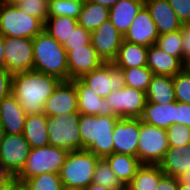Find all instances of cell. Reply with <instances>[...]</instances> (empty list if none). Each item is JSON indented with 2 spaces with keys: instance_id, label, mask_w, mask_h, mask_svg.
Listing matches in <instances>:
<instances>
[{
  "instance_id": "1",
  "label": "cell",
  "mask_w": 190,
  "mask_h": 190,
  "mask_svg": "<svg viewBox=\"0 0 190 190\" xmlns=\"http://www.w3.org/2000/svg\"><path fill=\"white\" fill-rule=\"evenodd\" d=\"M61 81L36 70L18 72L12 77V94L27 115L43 113L46 100Z\"/></svg>"
},
{
  "instance_id": "2",
  "label": "cell",
  "mask_w": 190,
  "mask_h": 190,
  "mask_svg": "<svg viewBox=\"0 0 190 190\" xmlns=\"http://www.w3.org/2000/svg\"><path fill=\"white\" fill-rule=\"evenodd\" d=\"M118 119L117 116L80 114L81 149H86L103 159L111 155L113 153V128Z\"/></svg>"
},
{
  "instance_id": "3",
  "label": "cell",
  "mask_w": 190,
  "mask_h": 190,
  "mask_svg": "<svg viewBox=\"0 0 190 190\" xmlns=\"http://www.w3.org/2000/svg\"><path fill=\"white\" fill-rule=\"evenodd\" d=\"M33 41V70L68 80L67 51L45 30Z\"/></svg>"
},
{
  "instance_id": "4",
  "label": "cell",
  "mask_w": 190,
  "mask_h": 190,
  "mask_svg": "<svg viewBox=\"0 0 190 190\" xmlns=\"http://www.w3.org/2000/svg\"><path fill=\"white\" fill-rule=\"evenodd\" d=\"M44 23L23 12L14 2H0V34L4 37L35 38L44 30Z\"/></svg>"
},
{
  "instance_id": "5",
  "label": "cell",
  "mask_w": 190,
  "mask_h": 190,
  "mask_svg": "<svg viewBox=\"0 0 190 190\" xmlns=\"http://www.w3.org/2000/svg\"><path fill=\"white\" fill-rule=\"evenodd\" d=\"M100 158L86 149L68 152L60 171L63 186L82 190L92 183Z\"/></svg>"
},
{
  "instance_id": "6",
  "label": "cell",
  "mask_w": 190,
  "mask_h": 190,
  "mask_svg": "<svg viewBox=\"0 0 190 190\" xmlns=\"http://www.w3.org/2000/svg\"><path fill=\"white\" fill-rule=\"evenodd\" d=\"M68 152L66 149L51 145L32 148L26 163L15 177L22 183L43 173H60Z\"/></svg>"
},
{
  "instance_id": "7",
  "label": "cell",
  "mask_w": 190,
  "mask_h": 190,
  "mask_svg": "<svg viewBox=\"0 0 190 190\" xmlns=\"http://www.w3.org/2000/svg\"><path fill=\"white\" fill-rule=\"evenodd\" d=\"M79 118V113L47 117L49 145L66 149L69 152L80 150Z\"/></svg>"
},
{
  "instance_id": "8",
  "label": "cell",
  "mask_w": 190,
  "mask_h": 190,
  "mask_svg": "<svg viewBox=\"0 0 190 190\" xmlns=\"http://www.w3.org/2000/svg\"><path fill=\"white\" fill-rule=\"evenodd\" d=\"M169 146L165 129L147 124L140 119L138 159L142 164L158 165Z\"/></svg>"
},
{
  "instance_id": "9",
  "label": "cell",
  "mask_w": 190,
  "mask_h": 190,
  "mask_svg": "<svg viewBox=\"0 0 190 190\" xmlns=\"http://www.w3.org/2000/svg\"><path fill=\"white\" fill-rule=\"evenodd\" d=\"M108 109L119 118H141L146 93L142 90L124 86L120 90L112 91L106 98Z\"/></svg>"
},
{
  "instance_id": "10",
  "label": "cell",
  "mask_w": 190,
  "mask_h": 190,
  "mask_svg": "<svg viewBox=\"0 0 190 190\" xmlns=\"http://www.w3.org/2000/svg\"><path fill=\"white\" fill-rule=\"evenodd\" d=\"M80 79L103 99L112 91L125 86L123 71L113 62L104 63L99 68L82 75Z\"/></svg>"
},
{
  "instance_id": "11",
  "label": "cell",
  "mask_w": 190,
  "mask_h": 190,
  "mask_svg": "<svg viewBox=\"0 0 190 190\" xmlns=\"http://www.w3.org/2000/svg\"><path fill=\"white\" fill-rule=\"evenodd\" d=\"M31 148L22 134H5L0 142V163L10 176H16L27 161Z\"/></svg>"
},
{
  "instance_id": "12",
  "label": "cell",
  "mask_w": 190,
  "mask_h": 190,
  "mask_svg": "<svg viewBox=\"0 0 190 190\" xmlns=\"http://www.w3.org/2000/svg\"><path fill=\"white\" fill-rule=\"evenodd\" d=\"M5 68L12 74L33 70V41L4 37Z\"/></svg>"
},
{
  "instance_id": "13",
  "label": "cell",
  "mask_w": 190,
  "mask_h": 190,
  "mask_svg": "<svg viewBox=\"0 0 190 190\" xmlns=\"http://www.w3.org/2000/svg\"><path fill=\"white\" fill-rule=\"evenodd\" d=\"M140 118H119L113 128V153L138 157Z\"/></svg>"
},
{
  "instance_id": "14",
  "label": "cell",
  "mask_w": 190,
  "mask_h": 190,
  "mask_svg": "<svg viewBox=\"0 0 190 190\" xmlns=\"http://www.w3.org/2000/svg\"><path fill=\"white\" fill-rule=\"evenodd\" d=\"M43 113L47 117L78 113L77 91L72 80L61 81L46 100Z\"/></svg>"
},
{
  "instance_id": "15",
  "label": "cell",
  "mask_w": 190,
  "mask_h": 190,
  "mask_svg": "<svg viewBox=\"0 0 190 190\" xmlns=\"http://www.w3.org/2000/svg\"><path fill=\"white\" fill-rule=\"evenodd\" d=\"M122 41L123 36L109 20L91 32V44L105 63L115 60Z\"/></svg>"
},
{
  "instance_id": "16",
  "label": "cell",
  "mask_w": 190,
  "mask_h": 190,
  "mask_svg": "<svg viewBox=\"0 0 190 190\" xmlns=\"http://www.w3.org/2000/svg\"><path fill=\"white\" fill-rule=\"evenodd\" d=\"M68 80L80 78L105 62L98 55L91 42L83 47H73L67 52Z\"/></svg>"
},
{
  "instance_id": "17",
  "label": "cell",
  "mask_w": 190,
  "mask_h": 190,
  "mask_svg": "<svg viewBox=\"0 0 190 190\" xmlns=\"http://www.w3.org/2000/svg\"><path fill=\"white\" fill-rule=\"evenodd\" d=\"M158 36L156 25L149 10L144 5L134 18L123 39L137 45L149 47L156 44Z\"/></svg>"
},
{
  "instance_id": "18",
  "label": "cell",
  "mask_w": 190,
  "mask_h": 190,
  "mask_svg": "<svg viewBox=\"0 0 190 190\" xmlns=\"http://www.w3.org/2000/svg\"><path fill=\"white\" fill-rule=\"evenodd\" d=\"M72 81L77 91L79 114L115 116L108 109L106 99L97 95L94 90L87 86L80 78L72 79Z\"/></svg>"
},
{
  "instance_id": "19",
  "label": "cell",
  "mask_w": 190,
  "mask_h": 190,
  "mask_svg": "<svg viewBox=\"0 0 190 190\" xmlns=\"http://www.w3.org/2000/svg\"><path fill=\"white\" fill-rule=\"evenodd\" d=\"M27 114L11 93L0 102V121L5 134H22Z\"/></svg>"
},
{
  "instance_id": "20",
  "label": "cell",
  "mask_w": 190,
  "mask_h": 190,
  "mask_svg": "<svg viewBox=\"0 0 190 190\" xmlns=\"http://www.w3.org/2000/svg\"><path fill=\"white\" fill-rule=\"evenodd\" d=\"M145 6L151 14L159 35L181 29L182 23L167 0H145Z\"/></svg>"
},
{
  "instance_id": "21",
  "label": "cell",
  "mask_w": 190,
  "mask_h": 190,
  "mask_svg": "<svg viewBox=\"0 0 190 190\" xmlns=\"http://www.w3.org/2000/svg\"><path fill=\"white\" fill-rule=\"evenodd\" d=\"M146 66L154 75L173 77L183 70L184 63L178 57L168 55L159 46L153 44L148 47Z\"/></svg>"
},
{
  "instance_id": "22",
  "label": "cell",
  "mask_w": 190,
  "mask_h": 190,
  "mask_svg": "<svg viewBox=\"0 0 190 190\" xmlns=\"http://www.w3.org/2000/svg\"><path fill=\"white\" fill-rule=\"evenodd\" d=\"M144 5L145 0H119L109 9V21L124 36Z\"/></svg>"
},
{
  "instance_id": "23",
  "label": "cell",
  "mask_w": 190,
  "mask_h": 190,
  "mask_svg": "<svg viewBox=\"0 0 190 190\" xmlns=\"http://www.w3.org/2000/svg\"><path fill=\"white\" fill-rule=\"evenodd\" d=\"M165 175L182 178L190 171V143L182 147H169L158 164Z\"/></svg>"
},
{
  "instance_id": "24",
  "label": "cell",
  "mask_w": 190,
  "mask_h": 190,
  "mask_svg": "<svg viewBox=\"0 0 190 190\" xmlns=\"http://www.w3.org/2000/svg\"><path fill=\"white\" fill-rule=\"evenodd\" d=\"M140 119L147 124L166 130L176 124V102L159 104L146 101Z\"/></svg>"
},
{
  "instance_id": "25",
  "label": "cell",
  "mask_w": 190,
  "mask_h": 190,
  "mask_svg": "<svg viewBox=\"0 0 190 190\" xmlns=\"http://www.w3.org/2000/svg\"><path fill=\"white\" fill-rule=\"evenodd\" d=\"M22 135L31 149L48 146L47 116L44 113L28 114Z\"/></svg>"
},
{
  "instance_id": "26",
  "label": "cell",
  "mask_w": 190,
  "mask_h": 190,
  "mask_svg": "<svg viewBox=\"0 0 190 190\" xmlns=\"http://www.w3.org/2000/svg\"><path fill=\"white\" fill-rule=\"evenodd\" d=\"M148 47L137 45L123 39L113 63L121 68H137L146 66Z\"/></svg>"
},
{
  "instance_id": "27",
  "label": "cell",
  "mask_w": 190,
  "mask_h": 190,
  "mask_svg": "<svg viewBox=\"0 0 190 190\" xmlns=\"http://www.w3.org/2000/svg\"><path fill=\"white\" fill-rule=\"evenodd\" d=\"M146 93V101L159 104L176 102L173 77L153 75Z\"/></svg>"
},
{
  "instance_id": "28",
  "label": "cell",
  "mask_w": 190,
  "mask_h": 190,
  "mask_svg": "<svg viewBox=\"0 0 190 190\" xmlns=\"http://www.w3.org/2000/svg\"><path fill=\"white\" fill-rule=\"evenodd\" d=\"M120 182L127 186L142 166L138 157L112 153L104 158Z\"/></svg>"
},
{
  "instance_id": "29",
  "label": "cell",
  "mask_w": 190,
  "mask_h": 190,
  "mask_svg": "<svg viewBox=\"0 0 190 190\" xmlns=\"http://www.w3.org/2000/svg\"><path fill=\"white\" fill-rule=\"evenodd\" d=\"M109 13V8L104 5L84 0L77 19L78 25L90 32L95 31L103 22L109 20Z\"/></svg>"
},
{
  "instance_id": "30",
  "label": "cell",
  "mask_w": 190,
  "mask_h": 190,
  "mask_svg": "<svg viewBox=\"0 0 190 190\" xmlns=\"http://www.w3.org/2000/svg\"><path fill=\"white\" fill-rule=\"evenodd\" d=\"M163 175L159 165L142 164L127 186L131 190H156Z\"/></svg>"
},
{
  "instance_id": "31",
  "label": "cell",
  "mask_w": 190,
  "mask_h": 190,
  "mask_svg": "<svg viewBox=\"0 0 190 190\" xmlns=\"http://www.w3.org/2000/svg\"><path fill=\"white\" fill-rule=\"evenodd\" d=\"M77 25V19L67 16L48 17L44 25V30L63 45L69 39V36Z\"/></svg>"
},
{
  "instance_id": "32",
  "label": "cell",
  "mask_w": 190,
  "mask_h": 190,
  "mask_svg": "<svg viewBox=\"0 0 190 190\" xmlns=\"http://www.w3.org/2000/svg\"><path fill=\"white\" fill-rule=\"evenodd\" d=\"M92 183L101 185L110 190H120L124 185L120 182L110 165L103 158L96 163Z\"/></svg>"
},
{
  "instance_id": "33",
  "label": "cell",
  "mask_w": 190,
  "mask_h": 190,
  "mask_svg": "<svg viewBox=\"0 0 190 190\" xmlns=\"http://www.w3.org/2000/svg\"><path fill=\"white\" fill-rule=\"evenodd\" d=\"M125 86L147 91L153 72L147 67L122 69Z\"/></svg>"
},
{
  "instance_id": "34",
  "label": "cell",
  "mask_w": 190,
  "mask_h": 190,
  "mask_svg": "<svg viewBox=\"0 0 190 190\" xmlns=\"http://www.w3.org/2000/svg\"><path fill=\"white\" fill-rule=\"evenodd\" d=\"M84 0H49L48 17L67 16L78 19Z\"/></svg>"
},
{
  "instance_id": "35",
  "label": "cell",
  "mask_w": 190,
  "mask_h": 190,
  "mask_svg": "<svg viewBox=\"0 0 190 190\" xmlns=\"http://www.w3.org/2000/svg\"><path fill=\"white\" fill-rule=\"evenodd\" d=\"M27 190H61L60 173H43L22 182Z\"/></svg>"
},
{
  "instance_id": "36",
  "label": "cell",
  "mask_w": 190,
  "mask_h": 190,
  "mask_svg": "<svg viewBox=\"0 0 190 190\" xmlns=\"http://www.w3.org/2000/svg\"><path fill=\"white\" fill-rule=\"evenodd\" d=\"M156 45L168 55L178 57L182 61V33L181 30L160 34Z\"/></svg>"
},
{
  "instance_id": "37",
  "label": "cell",
  "mask_w": 190,
  "mask_h": 190,
  "mask_svg": "<svg viewBox=\"0 0 190 190\" xmlns=\"http://www.w3.org/2000/svg\"><path fill=\"white\" fill-rule=\"evenodd\" d=\"M14 4L23 12L39 18L45 24L48 18L49 0H15Z\"/></svg>"
},
{
  "instance_id": "38",
  "label": "cell",
  "mask_w": 190,
  "mask_h": 190,
  "mask_svg": "<svg viewBox=\"0 0 190 190\" xmlns=\"http://www.w3.org/2000/svg\"><path fill=\"white\" fill-rule=\"evenodd\" d=\"M169 147H182L190 143V127L181 124L171 125L166 129Z\"/></svg>"
},
{
  "instance_id": "39",
  "label": "cell",
  "mask_w": 190,
  "mask_h": 190,
  "mask_svg": "<svg viewBox=\"0 0 190 190\" xmlns=\"http://www.w3.org/2000/svg\"><path fill=\"white\" fill-rule=\"evenodd\" d=\"M173 84L176 101L190 104V75L182 70L173 76Z\"/></svg>"
},
{
  "instance_id": "40",
  "label": "cell",
  "mask_w": 190,
  "mask_h": 190,
  "mask_svg": "<svg viewBox=\"0 0 190 190\" xmlns=\"http://www.w3.org/2000/svg\"><path fill=\"white\" fill-rule=\"evenodd\" d=\"M91 42V32L85 30L82 26L77 27L72 31L69 39L63 44V47L68 52L73 50V47H83Z\"/></svg>"
},
{
  "instance_id": "41",
  "label": "cell",
  "mask_w": 190,
  "mask_h": 190,
  "mask_svg": "<svg viewBox=\"0 0 190 190\" xmlns=\"http://www.w3.org/2000/svg\"><path fill=\"white\" fill-rule=\"evenodd\" d=\"M182 24L190 23V0H167Z\"/></svg>"
},
{
  "instance_id": "42",
  "label": "cell",
  "mask_w": 190,
  "mask_h": 190,
  "mask_svg": "<svg viewBox=\"0 0 190 190\" xmlns=\"http://www.w3.org/2000/svg\"><path fill=\"white\" fill-rule=\"evenodd\" d=\"M13 74L6 68H0V102L12 93Z\"/></svg>"
},
{
  "instance_id": "43",
  "label": "cell",
  "mask_w": 190,
  "mask_h": 190,
  "mask_svg": "<svg viewBox=\"0 0 190 190\" xmlns=\"http://www.w3.org/2000/svg\"><path fill=\"white\" fill-rule=\"evenodd\" d=\"M176 124L190 127V104L176 101Z\"/></svg>"
},
{
  "instance_id": "44",
  "label": "cell",
  "mask_w": 190,
  "mask_h": 190,
  "mask_svg": "<svg viewBox=\"0 0 190 190\" xmlns=\"http://www.w3.org/2000/svg\"><path fill=\"white\" fill-rule=\"evenodd\" d=\"M181 33H182V62L184 63L186 60L190 59V23H185L181 25Z\"/></svg>"
},
{
  "instance_id": "45",
  "label": "cell",
  "mask_w": 190,
  "mask_h": 190,
  "mask_svg": "<svg viewBox=\"0 0 190 190\" xmlns=\"http://www.w3.org/2000/svg\"><path fill=\"white\" fill-rule=\"evenodd\" d=\"M180 178L163 175L156 190H179Z\"/></svg>"
},
{
  "instance_id": "46",
  "label": "cell",
  "mask_w": 190,
  "mask_h": 190,
  "mask_svg": "<svg viewBox=\"0 0 190 190\" xmlns=\"http://www.w3.org/2000/svg\"><path fill=\"white\" fill-rule=\"evenodd\" d=\"M20 182L15 176H10L3 182H0V190H13Z\"/></svg>"
},
{
  "instance_id": "47",
  "label": "cell",
  "mask_w": 190,
  "mask_h": 190,
  "mask_svg": "<svg viewBox=\"0 0 190 190\" xmlns=\"http://www.w3.org/2000/svg\"><path fill=\"white\" fill-rule=\"evenodd\" d=\"M0 68H5L4 36L0 34Z\"/></svg>"
},
{
  "instance_id": "48",
  "label": "cell",
  "mask_w": 190,
  "mask_h": 190,
  "mask_svg": "<svg viewBox=\"0 0 190 190\" xmlns=\"http://www.w3.org/2000/svg\"><path fill=\"white\" fill-rule=\"evenodd\" d=\"M92 1L94 3L100 4V5H104L107 8H111L113 5H115L119 0H89Z\"/></svg>"
},
{
  "instance_id": "49",
  "label": "cell",
  "mask_w": 190,
  "mask_h": 190,
  "mask_svg": "<svg viewBox=\"0 0 190 190\" xmlns=\"http://www.w3.org/2000/svg\"><path fill=\"white\" fill-rule=\"evenodd\" d=\"M82 190H110V189L105 188V187L98 185V184H95V183H91Z\"/></svg>"
},
{
  "instance_id": "50",
  "label": "cell",
  "mask_w": 190,
  "mask_h": 190,
  "mask_svg": "<svg viewBox=\"0 0 190 190\" xmlns=\"http://www.w3.org/2000/svg\"><path fill=\"white\" fill-rule=\"evenodd\" d=\"M9 177V173L4 169L3 165L0 163V182L5 181Z\"/></svg>"
},
{
  "instance_id": "51",
  "label": "cell",
  "mask_w": 190,
  "mask_h": 190,
  "mask_svg": "<svg viewBox=\"0 0 190 190\" xmlns=\"http://www.w3.org/2000/svg\"><path fill=\"white\" fill-rule=\"evenodd\" d=\"M179 190H190V185L180 178Z\"/></svg>"
},
{
  "instance_id": "52",
  "label": "cell",
  "mask_w": 190,
  "mask_h": 190,
  "mask_svg": "<svg viewBox=\"0 0 190 190\" xmlns=\"http://www.w3.org/2000/svg\"><path fill=\"white\" fill-rule=\"evenodd\" d=\"M183 70L190 75V59L184 62Z\"/></svg>"
},
{
  "instance_id": "53",
  "label": "cell",
  "mask_w": 190,
  "mask_h": 190,
  "mask_svg": "<svg viewBox=\"0 0 190 190\" xmlns=\"http://www.w3.org/2000/svg\"><path fill=\"white\" fill-rule=\"evenodd\" d=\"M181 179L190 185V171H186L185 175Z\"/></svg>"
},
{
  "instance_id": "54",
  "label": "cell",
  "mask_w": 190,
  "mask_h": 190,
  "mask_svg": "<svg viewBox=\"0 0 190 190\" xmlns=\"http://www.w3.org/2000/svg\"><path fill=\"white\" fill-rule=\"evenodd\" d=\"M5 136V132H4V127L0 121V142L2 141V139L4 138Z\"/></svg>"
},
{
  "instance_id": "55",
  "label": "cell",
  "mask_w": 190,
  "mask_h": 190,
  "mask_svg": "<svg viewBox=\"0 0 190 190\" xmlns=\"http://www.w3.org/2000/svg\"><path fill=\"white\" fill-rule=\"evenodd\" d=\"M13 190H27L22 183H19Z\"/></svg>"
},
{
  "instance_id": "56",
  "label": "cell",
  "mask_w": 190,
  "mask_h": 190,
  "mask_svg": "<svg viewBox=\"0 0 190 190\" xmlns=\"http://www.w3.org/2000/svg\"><path fill=\"white\" fill-rule=\"evenodd\" d=\"M61 190H79V189H75V188L63 186V187L61 188Z\"/></svg>"
},
{
  "instance_id": "57",
  "label": "cell",
  "mask_w": 190,
  "mask_h": 190,
  "mask_svg": "<svg viewBox=\"0 0 190 190\" xmlns=\"http://www.w3.org/2000/svg\"><path fill=\"white\" fill-rule=\"evenodd\" d=\"M120 190H131V189L128 188V186H124V187H122Z\"/></svg>"
},
{
  "instance_id": "58",
  "label": "cell",
  "mask_w": 190,
  "mask_h": 190,
  "mask_svg": "<svg viewBox=\"0 0 190 190\" xmlns=\"http://www.w3.org/2000/svg\"><path fill=\"white\" fill-rule=\"evenodd\" d=\"M0 2H10V0H0Z\"/></svg>"
}]
</instances>
